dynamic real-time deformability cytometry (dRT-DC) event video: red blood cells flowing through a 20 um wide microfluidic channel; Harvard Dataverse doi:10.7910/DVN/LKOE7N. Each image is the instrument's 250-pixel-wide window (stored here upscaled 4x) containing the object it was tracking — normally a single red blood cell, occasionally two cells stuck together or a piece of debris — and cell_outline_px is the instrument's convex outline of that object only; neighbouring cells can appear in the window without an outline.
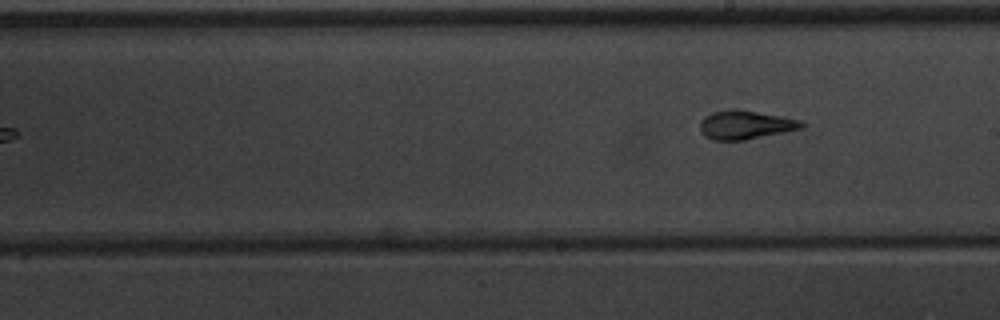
{"species": "common noctule bat (a hibernating species)", "species_latin": "Nyctalus noctula", "temperature_condition": "warm", "stored_images_in_passage": 9, "camera_frame_rate_fps": 3000, "um_per_image_px": 0.085, "animal": {"sex": "male", "body_mass_g": 20.1, "forearm_length_mm": 53.5}, "frame": {"image": 1, "passage_image": 9, "time_ms": 10.333, "image_size_px": [1000, 320], "cell_outline_px": [[804, 128], [744, 140], [716, 140], [708, 136], [700, 128], [700, 124], [704, 116], [712, 112], [728, 108], [736, 108], [784, 116], [800, 120], [804, 124]], "centroid_in_image_um": [63.4, 10.58], "position_along_channel_um": 225.6, "area_um2": 16.99}}